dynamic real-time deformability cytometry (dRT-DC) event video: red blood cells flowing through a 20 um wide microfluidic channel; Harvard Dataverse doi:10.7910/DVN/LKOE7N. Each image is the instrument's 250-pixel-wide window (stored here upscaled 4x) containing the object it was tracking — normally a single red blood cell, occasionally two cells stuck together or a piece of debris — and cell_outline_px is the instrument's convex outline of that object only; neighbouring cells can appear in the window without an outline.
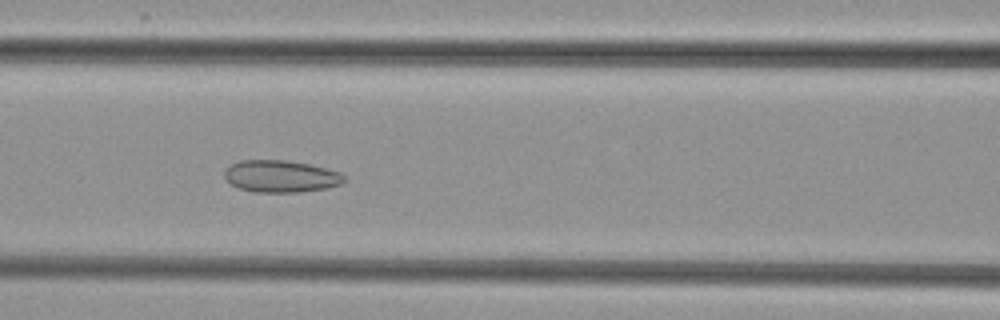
{"species": "common noctule bat (a hibernating species)", "species_latin": "Nyctalus noctula", "temperature_condition": "cold", "stored_images_in_passage": 43, "camera_frame_rate_fps": 3000, "um_per_image_px": 0.085, "animal": {"sex": "female", "body_mass_g": 29.2, "forearm_length_mm": 56.3}, "frame": {"image": 1, "passage_image": 13, "time_ms": 4.0, "image_size_px": [1000, 320], "cell_outline_px": [[344, 180], [340, 184], [328, 188], [300, 192], [252, 192], [240, 188], [232, 184], [224, 176], [224, 172], [232, 164], [240, 160], [284, 160], [308, 164], [340, 172], [344, 176]], "centroid_in_image_um": [23.87, 14.99], "position_along_channel_um": 142.7, "area_um2": 22.14}}
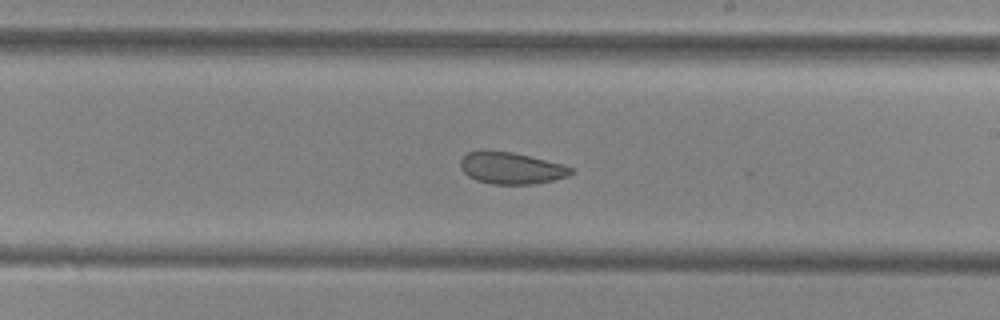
{"frame": {"image": 2, "passage_image": 21, "time_ms": 6.667, "image_size_px": [1000, 320], "cell_outline_px": [[576, 172], [568, 176], [552, 180], [532, 184], [492, 184], [476, 180], [468, 176], [460, 168], [460, 160], [468, 152], [480, 148], [484, 148], [512, 152], [564, 164], [572, 168]], "centroid_in_image_um": [43.42, 14.26], "position_along_channel_um": 245.6, "area_um2": 20.87}}
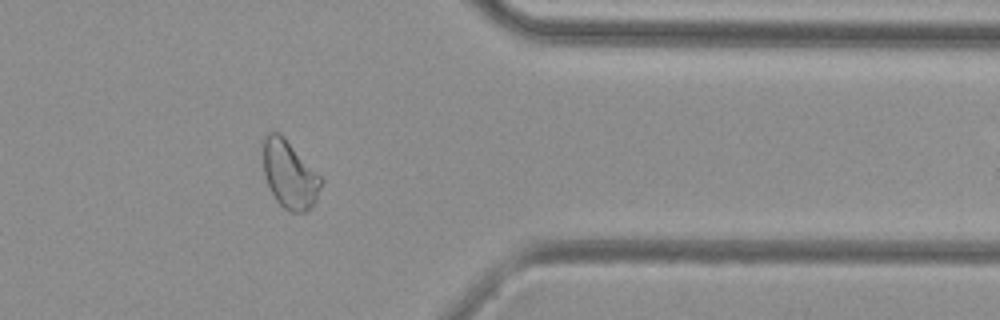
{"frame": {"image": 3, "passage_image": 33, "time_ms": 10.667, "image_size_px": [1000, 320], "cell_outline_px": [[324, 180], [316, 200], [304, 212], [292, 212], [284, 208], [276, 200], [268, 184], [264, 172], [264, 136], [268, 132], [276, 132]], "centroid_in_image_um": [24.61, 14.89], "position_along_channel_um": 386.8, "area_um2": 21.79}}